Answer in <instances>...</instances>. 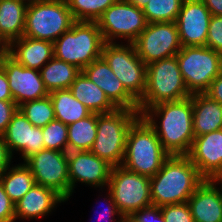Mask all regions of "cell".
Masks as SVG:
<instances>
[{"mask_svg":"<svg viewBox=\"0 0 222 222\" xmlns=\"http://www.w3.org/2000/svg\"><path fill=\"white\" fill-rule=\"evenodd\" d=\"M141 116L151 125L170 155H187L195 138L192 98L158 103ZM159 118V126L158 119Z\"/></svg>","mask_w":222,"mask_h":222,"instance_id":"cell-1","label":"cell"},{"mask_svg":"<svg viewBox=\"0 0 222 222\" xmlns=\"http://www.w3.org/2000/svg\"><path fill=\"white\" fill-rule=\"evenodd\" d=\"M205 180L187 155H170L150 178L152 205L162 207L188 202Z\"/></svg>","mask_w":222,"mask_h":222,"instance_id":"cell-2","label":"cell"},{"mask_svg":"<svg viewBox=\"0 0 222 222\" xmlns=\"http://www.w3.org/2000/svg\"><path fill=\"white\" fill-rule=\"evenodd\" d=\"M169 156L154 129L140 115L129 128L122 166L151 178L162 168Z\"/></svg>","mask_w":222,"mask_h":222,"instance_id":"cell-3","label":"cell"},{"mask_svg":"<svg viewBox=\"0 0 222 222\" xmlns=\"http://www.w3.org/2000/svg\"><path fill=\"white\" fill-rule=\"evenodd\" d=\"M104 40L96 22L76 21L53 42L54 57L81 71L101 58Z\"/></svg>","mask_w":222,"mask_h":222,"instance_id":"cell-4","label":"cell"},{"mask_svg":"<svg viewBox=\"0 0 222 222\" xmlns=\"http://www.w3.org/2000/svg\"><path fill=\"white\" fill-rule=\"evenodd\" d=\"M139 116V111L131 109L97 114V134L90 151L113 167L122 165L129 128Z\"/></svg>","mask_w":222,"mask_h":222,"instance_id":"cell-5","label":"cell"},{"mask_svg":"<svg viewBox=\"0 0 222 222\" xmlns=\"http://www.w3.org/2000/svg\"><path fill=\"white\" fill-rule=\"evenodd\" d=\"M191 94L183 80L176 56L147 65V85L138 101L140 115L149 107L167 101H177Z\"/></svg>","mask_w":222,"mask_h":222,"instance_id":"cell-6","label":"cell"},{"mask_svg":"<svg viewBox=\"0 0 222 222\" xmlns=\"http://www.w3.org/2000/svg\"><path fill=\"white\" fill-rule=\"evenodd\" d=\"M75 22L66 0H30L23 36L55 42Z\"/></svg>","mask_w":222,"mask_h":222,"instance_id":"cell-7","label":"cell"},{"mask_svg":"<svg viewBox=\"0 0 222 222\" xmlns=\"http://www.w3.org/2000/svg\"><path fill=\"white\" fill-rule=\"evenodd\" d=\"M175 56L191 95L204 94L222 71V54L207 46H183Z\"/></svg>","mask_w":222,"mask_h":222,"instance_id":"cell-8","label":"cell"},{"mask_svg":"<svg viewBox=\"0 0 222 222\" xmlns=\"http://www.w3.org/2000/svg\"><path fill=\"white\" fill-rule=\"evenodd\" d=\"M126 44L104 43L101 57L124 88L139 101L146 90L147 65L137 55L134 44Z\"/></svg>","mask_w":222,"mask_h":222,"instance_id":"cell-9","label":"cell"},{"mask_svg":"<svg viewBox=\"0 0 222 222\" xmlns=\"http://www.w3.org/2000/svg\"><path fill=\"white\" fill-rule=\"evenodd\" d=\"M122 217L151 206L150 178L125 169L112 167L108 188Z\"/></svg>","mask_w":222,"mask_h":222,"instance_id":"cell-10","label":"cell"},{"mask_svg":"<svg viewBox=\"0 0 222 222\" xmlns=\"http://www.w3.org/2000/svg\"><path fill=\"white\" fill-rule=\"evenodd\" d=\"M96 23L105 43H114L116 38L133 43L148 24L143 11L125 0H117Z\"/></svg>","mask_w":222,"mask_h":222,"instance_id":"cell-11","label":"cell"},{"mask_svg":"<svg viewBox=\"0 0 222 222\" xmlns=\"http://www.w3.org/2000/svg\"><path fill=\"white\" fill-rule=\"evenodd\" d=\"M32 172L35 183L50 188L65 201L70 197L67 152L42 149L23 162Z\"/></svg>","mask_w":222,"mask_h":222,"instance_id":"cell-12","label":"cell"},{"mask_svg":"<svg viewBox=\"0 0 222 222\" xmlns=\"http://www.w3.org/2000/svg\"><path fill=\"white\" fill-rule=\"evenodd\" d=\"M133 44L146 65L173 57L182 48L176 22L148 23Z\"/></svg>","mask_w":222,"mask_h":222,"instance_id":"cell-13","label":"cell"},{"mask_svg":"<svg viewBox=\"0 0 222 222\" xmlns=\"http://www.w3.org/2000/svg\"><path fill=\"white\" fill-rule=\"evenodd\" d=\"M0 63L3 65L13 100L18 107L25 102L49 95L39 70L24 67L8 54L0 57Z\"/></svg>","mask_w":222,"mask_h":222,"instance_id":"cell-14","label":"cell"},{"mask_svg":"<svg viewBox=\"0 0 222 222\" xmlns=\"http://www.w3.org/2000/svg\"><path fill=\"white\" fill-rule=\"evenodd\" d=\"M70 196L78 182L103 188L109 184L112 165L91 151L67 152Z\"/></svg>","mask_w":222,"mask_h":222,"instance_id":"cell-15","label":"cell"},{"mask_svg":"<svg viewBox=\"0 0 222 222\" xmlns=\"http://www.w3.org/2000/svg\"><path fill=\"white\" fill-rule=\"evenodd\" d=\"M212 15L201 0H184L176 24L183 46H206Z\"/></svg>","mask_w":222,"mask_h":222,"instance_id":"cell-16","label":"cell"},{"mask_svg":"<svg viewBox=\"0 0 222 222\" xmlns=\"http://www.w3.org/2000/svg\"><path fill=\"white\" fill-rule=\"evenodd\" d=\"M2 138L11 155L13 156L14 150L18 151L23 160L45 148L42 128L33 126L19 108L13 114Z\"/></svg>","mask_w":222,"mask_h":222,"instance_id":"cell-17","label":"cell"},{"mask_svg":"<svg viewBox=\"0 0 222 222\" xmlns=\"http://www.w3.org/2000/svg\"><path fill=\"white\" fill-rule=\"evenodd\" d=\"M82 72L101 90L117 109H131L138 111V101L124 88L106 61L101 57Z\"/></svg>","mask_w":222,"mask_h":222,"instance_id":"cell-18","label":"cell"},{"mask_svg":"<svg viewBox=\"0 0 222 222\" xmlns=\"http://www.w3.org/2000/svg\"><path fill=\"white\" fill-rule=\"evenodd\" d=\"M187 156L205 179L221 171L222 129L195 137Z\"/></svg>","mask_w":222,"mask_h":222,"instance_id":"cell-19","label":"cell"},{"mask_svg":"<svg viewBox=\"0 0 222 222\" xmlns=\"http://www.w3.org/2000/svg\"><path fill=\"white\" fill-rule=\"evenodd\" d=\"M62 202L65 200L54 190L35 184L15 203V220L42 218L51 214L56 204Z\"/></svg>","mask_w":222,"mask_h":222,"instance_id":"cell-20","label":"cell"},{"mask_svg":"<svg viewBox=\"0 0 222 222\" xmlns=\"http://www.w3.org/2000/svg\"><path fill=\"white\" fill-rule=\"evenodd\" d=\"M8 55L26 68L40 70L54 57L53 42L22 36L8 44Z\"/></svg>","mask_w":222,"mask_h":222,"instance_id":"cell-21","label":"cell"},{"mask_svg":"<svg viewBox=\"0 0 222 222\" xmlns=\"http://www.w3.org/2000/svg\"><path fill=\"white\" fill-rule=\"evenodd\" d=\"M217 187L206 179L188 199L194 222H222V197Z\"/></svg>","mask_w":222,"mask_h":222,"instance_id":"cell-22","label":"cell"},{"mask_svg":"<svg viewBox=\"0 0 222 222\" xmlns=\"http://www.w3.org/2000/svg\"><path fill=\"white\" fill-rule=\"evenodd\" d=\"M193 132L198 137L222 129V104L206 94H192Z\"/></svg>","mask_w":222,"mask_h":222,"instance_id":"cell-23","label":"cell"},{"mask_svg":"<svg viewBox=\"0 0 222 222\" xmlns=\"http://www.w3.org/2000/svg\"><path fill=\"white\" fill-rule=\"evenodd\" d=\"M69 90L92 113L104 114L117 109L107 98L104 91L93 83L82 71L73 81Z\"/></svg>","mask_w":222,"mask_h":222,"instance_id":"cell-24","label":"cell"},{"mask_svg":"<svg viewBox=\"0 0 222 222\" xmlns=\"http://www.w3.org/2000/svg\"><path fill=\"white\" fill-rule=\"evenodd\" d=\"M30 0H0V36L9 44L24 34Z\"/></svg>","mask_w":222,"mask_h":222,"instance_id":"cell-25","label":"cell"},{"mask_svg":"<svg viewBox=\"0 0 222 222\" xmlns=\"http://www.w3.org/2000/svg\"><path fill=\"white\" fill-rule=\"evenodd\" d=\"M41 78L49 93L69 89L81 70L76 66L53 57L40 70Z\"/></svg>","mask_w":222,"mask_h":222,"instance_id":"cell-26","label":"cell"},{"mask_svg":"<svg viewBox=\"0 0 222 222\" xmlns=\"http://www.w3.org/2000/svg\"><path fill=\"white\" fill-rule=\"evenodd\" d=\"M55 120L68 125L89 116L92 112L78 101L69 89L49 93Z\"/></svg>","mask_w":222,"mask_h":222,"instance_id":"cell-27","label":"cell"},{"mask_svg":"<svg viewBox=\"0 0 222 222\" xmlns=\"http://www.w3.org/2000/svg\"><path fill=\"white\" fill-rule=\"evenodd\" d=\"M10 167L11 166L0 174V182L10 200L16 203L36 183L32 172L24 163Z\"/></svg>","mask_w":222,"mask_h":222,"instance_id":"cell-28","label":"cell"},{"mask_svg":"<svg viewBox=\"0 0 222 222\" xmlns=\"http://www.w3.org/2000/svg\"><path fill=\"white\" fill-rule=\"evenodd\" d=\"M68 152L90 151L97 134V113L67 125Z\"/></svg>","mask_w":222,"mask_h":222,"instance_id":"cell-29","label":"cell"},{"mask_svg":"<svg viewBox=\"0 0 222 222\" xmlns=\"http://www.w3.org/2000/svg\"><path fill=\"white\" fill-rule=\"evenodd\" d=\"M184 0H149L142 10L147 23L176 22Z\"/></svg>","mask_w":222,"mask_h":222,"instance_id":"cell-30","label":"cell"},{"mask_svg":"<svg viewBox=\"0 0 222 222\" xmlns=\"http://www.w3.org/2000/svg\"><path fill=\"white\" fill-rule=\"evenodd\" d=\"M117 0H66L75 21L96 22Z\"/></svg>","mask_w":222,"mask_h":222,"instance_id":"cell-31","label":"cell"},{"mask_svg":"<svg viewBox=\"0 0 222 222\" xmlns=\"http://www.w3.org/2000/svg\"><path fill=\"white\" fill-rule=\"evenodd\" d=\"M33 126L43 128L55 120L53 105L48 96L33 101H28L18 107Z\"/></svg>","mask_w":222,"mask_h":222,"instance_id":"cell-32","label":"cell"},{"mask_svg":"<svg viewBox=\"0 0 222 222\" xmlns=\"http://www.w3.org/2000/svg\"><path fill=\"white\" fill-rule=\"evenodd\" d=\"M68 126L61 121L53 120L42 128L46 149L68 152Z\"/></svg>","mask_w":222,"mask_h":222,"instance_id":"cell-33","label":"cell"},{"mask_svg":"<svg viewBox=\"0 0 222 222\" xmlns=\"http://www.w3.org/2000/svg\"><path fill=\"white\" fill-rule=\"evenodd\" d=\"M165 222H194L188 202L160 207Z\"/></svg>","mask_w":222,"mask_h":222,"instance_id":"cell-34","label":"cell"},{"mask_svg":"<svg viewBox=\"0 0 222 222\" xmlns=\"http://www.w3.org/2000/svg\"><path fill=\"white\" fill-rule=\"evenodd\" d=\"M206 46L222 54V16L212 15L208 28Z\"/></svg>","mask_w":222,"mask_h":222,"instance_id":"cell-35","label":"cell"},{"mask_svg":"<svg viewBox=\"0 0 222 222\" xmlns=\"http://www.w3.org/2000/svg\"><path fill=\"white\" fill-rule=\"evenodd\" d=\"M0 222H15V203L5 193L0 182Z\"/></svg>","mask_w":222,"mask_h":222,"instance_id":"cell-36","label":"cell"},{"mask_svg":"<svg viewBox=\"0 0 222 222\" xmlns=\"http://www.w3.org/2000/svg\"><path fill=\"white\" fill-rule=\"evenodd\" d=\"M136 222H165L160 207L151 205L142 208L131 216Z\"/></svg>","mask_w":222,"mask_h":222,"instance_id":"cell-37","label":"cell"},{"mask_svg":"<svg viewBox=\"0 0 222 222\" xmlns=\"http://www.w3.org/2000/svg\"><path fill=\"white\" fill-rule=\"evenodd\" d=\"M18 106L14 100H0V136H2L12 119L13 114L17 111Z\"/></svg>","mask_w":222,"mask_h":222,"instance_id":"cell-38","label":"cell"},{"mask_svg":"<svg viewBox=\"0 0 222 222\" xmlns=\"http://www.w3.org/2000/svg\"><path fill=\"white\" fill-rule=\"evenodd\" d=\"M108 192H109V194H108L107 197H108L109 199H107V200H108V204H109V205H108L107 208H105V209L103 210V212H101V214L99 215L97 221H103V220L105 219V216H106L108 222H113L115 215H116V216L118 215L119 218L122 217L121 214H120V212H119L118 209H117L116 203L114 202L113 195H112L110 189L108 190ZM109 217H110V218H109ZM111 217H112V218H111ZM103 222H104V221H103ZM115 222H116V219H115ZM117 222H119V220H118Z\"/></svg>","mask_w":222,"mask_h":222,"instance_id":"cell-39","label":"cell"},{"mask_svg":"<svg viewBox=\"0 0 222 222\" xmlns=\"http://www.w3.org/2000/svg\"><path fill=\"white\" fill-rule=\"evenodd\" d=\"M204 94H206L213 101H216L222 104V71L211 82L208 90Z\"/></svg>","mask_w":222,"mask_h":222,"instance_id":"cell-40","label":"cell"},{"mask_svg":"<svg viewBox=\"0 0 222 222\" xmlns=\"http://www.w3.org/2000/svg\"><path fill=\"white\" fill-rule=\"evenodd\" d=\"M0 100L2 101L13 100L8 79L4 72L3 65L1 63H0Z\"/></svg>","mask_w":222,"mask_h":222,"instance_id":"cell-41","label":"cell"},{"mask_svg":"<svg viewBox=\"0 0 222 222\" xmlns=\"http://www.w3.org/2000/svg\"><path fill=\"white\" fill-rule=\"evenodd\" d=\"M12 159L13 157L8 147L4 143L2 136H0V174L11 165Z\"/></svg>","mask_w":222,"mask_h":222,"instance_id":"cell-42","label":"cell"},{"mask_svg":"<svg viewBox=\"0 0 222 222\" xmlns=\"http://www.w3.org/2000/svg\"><path fill=\"white\" fill-rule=\"evenodd\" d=\"M211 15L222 16V0H201Z\"/></svg>","mask_w":222,"mask_h":222,"instance_id":"cell-43","label":"cell"},{"mask_svg":"<svg viewBox=\"0 0 222 222\" xmlns=\"http://www.w3.org/2000/svg\"><path fill=\"white\" fill-rule=\"evenodd\" d=\"M214 185H219L221 183V187H218L219 193L222 197V170L214 174L210 179H209ZM220 188V189H219Z\"/></svg>","mask_w":222,"mask_h":222,"instance_id":"cell-44","label":"cell"},{"mask_svg":"<svg viewBox=\"0 0 222 222\" xmlns=\"http://www.w3.org/2000/svg\"><path fill=\"white\" fill-rule=\"evenodd\" d=\"M132 5H135L139 9L143 10L144 7L148 4L149 0H125Z\"/></svg>","mask_w":222,"mask_h":222,"instance_id":"cell-45","label":"cell"},{"mask_svg":"<svg viewBox=\"0 0 222 222\" xmlns=\"http://www.w3.org/2000/svg\"><path fill=\"white\" fill-rule=\"evenodd\" d=\"M8 54V44L0 36V57Z\"/></svg>","mask_w":222,"mask_h":222,"instance_id":"cell-46","label":"cell"},{"mask_svg":"<svg viewBox=\"0 0 222 222\" xmlns=\"http://www.w3.org/2000/svg\"><path fill=\"white\" fill-rule=\"evenodd\" d=\"M119 222H136L131 216L130 217H121Z\"/></svg>","mask_w":222,"mask_h":222,"instance_id":"cell-47","label":"cell"}]
</instances>
